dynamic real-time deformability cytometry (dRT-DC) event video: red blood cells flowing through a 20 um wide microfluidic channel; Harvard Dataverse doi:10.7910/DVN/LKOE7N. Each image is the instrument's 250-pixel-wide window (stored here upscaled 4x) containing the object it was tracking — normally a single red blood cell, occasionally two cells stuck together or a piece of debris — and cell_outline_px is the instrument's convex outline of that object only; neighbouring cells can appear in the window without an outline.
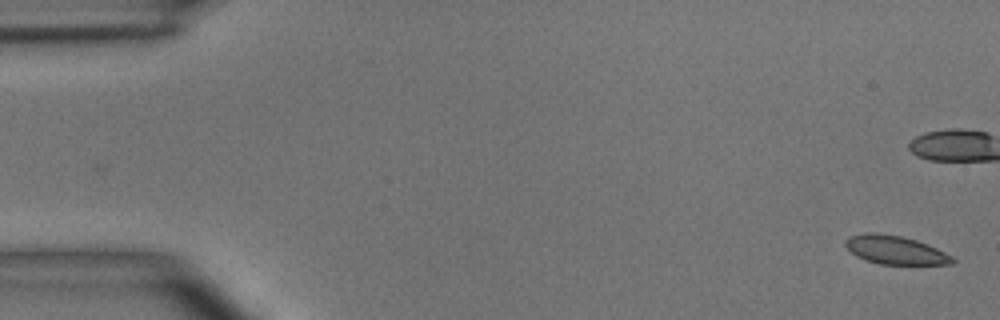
{"species": "common noctule bat (a hibernating species)", "species_latin": "Nyctalus noctula", "temperature_condition": "room temperature", "stored_images_in_passage": 2, "camera_frame_rate_fps": 3000, "um_per_image_px": 0.085, "animal": {"sex": "male", "body_mass_g": 15.6}, "frame": {"image": 1, "passage_image": 2, "time_ms": 1.333, "image_size_px": [1000, 320], "cell_outline_px": [[956, 260], [952, 264], [880, 264], [856, 256], [844, 244], [844, 240], [848, 236], [868, 232], [872, 232], [900, 236], [916, 240], [936, 248], [952, 256]], "centroid_in_image_um": [76.08, 21.24], "position_along_channel_um": 8.9, "area_um2": 17.57}}